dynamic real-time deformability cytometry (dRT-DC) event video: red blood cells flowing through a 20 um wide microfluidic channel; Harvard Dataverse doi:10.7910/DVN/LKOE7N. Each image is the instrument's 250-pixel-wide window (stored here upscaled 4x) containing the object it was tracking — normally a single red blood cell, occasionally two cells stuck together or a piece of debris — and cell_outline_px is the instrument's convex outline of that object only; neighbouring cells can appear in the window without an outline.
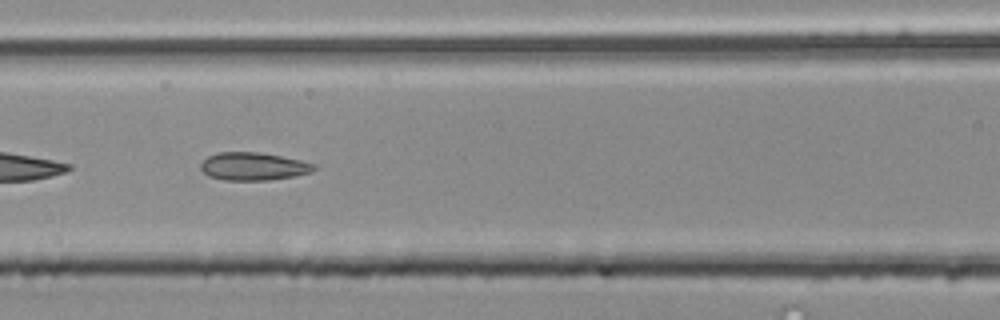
{"species": "common noctule bat (a hibernating species)", "species_latin": "Nyctalus noctula", "temperature_condition": "room temperature", "stored_images_in_passage": 32, "segment_of_instrument_passage": [2, 2], "camera_frame_rate_fps": 3000, "um_per_image_px": 0.085, "animal": {"sex": "male", "body_mass_g": 20.4}, "frame": {"image": 1, "passage_image": 22, "time_ms": 7.0, "image_size_px": [1000, 320], "cell_outline_px": [[316, 168], [312, 172], [296, 176], [268, 180], [224, 180], [208, 176], [200, 168], [200, 164], [208, 156], [220, 152], [260, 152], [300, 160], [316, 164]], "centroid_in_image_um": [21.55, 14.14], "position_along_channel_um": 145.1, "area_um2": 18.44}}
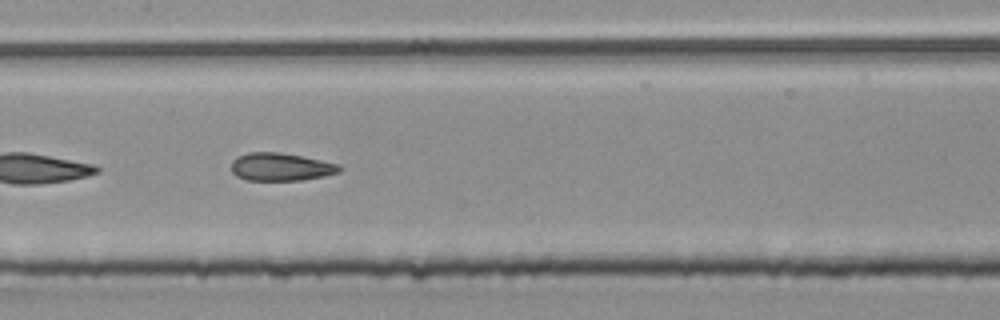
{"frame": {"image": 2, "passage_image": 25, "time_ms": 8.0, "image_size_px": [1000, 320], "cell_outline_px": [[344, 168], [340, 172], [324, 176], [304, 180], [244, 180], [236, 176], [232, 172], [232, 160], [236, 156], [248, 152], [280, 152], [340, 164]], "centroid_in_image_um": [23.87, 14.19], "position_along_channel_um": 183.5, "area_um2": 17.74}}
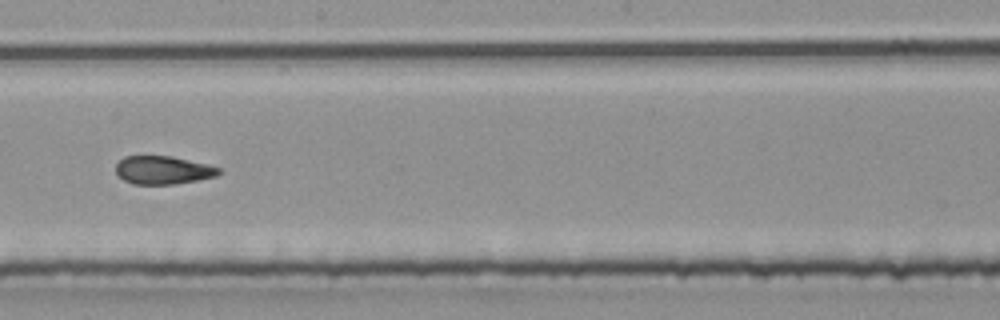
{"frame": {"image": 3, "passage_image": 29, "time_ms": 9.333, "image_size_px": [1000, 320], "cell_outline_px": [[224, 172], [216, 176], [196, 180], [172, 184], [132, 184], [124, 180], [116, 172], [116, 164], [124, 156], [172, 156], [208, 164], [220, 168]], "centroid_in_image_um": [13.88, 14.45], "position_along_channel_um": 234.3, "area_um2": 16.94}}